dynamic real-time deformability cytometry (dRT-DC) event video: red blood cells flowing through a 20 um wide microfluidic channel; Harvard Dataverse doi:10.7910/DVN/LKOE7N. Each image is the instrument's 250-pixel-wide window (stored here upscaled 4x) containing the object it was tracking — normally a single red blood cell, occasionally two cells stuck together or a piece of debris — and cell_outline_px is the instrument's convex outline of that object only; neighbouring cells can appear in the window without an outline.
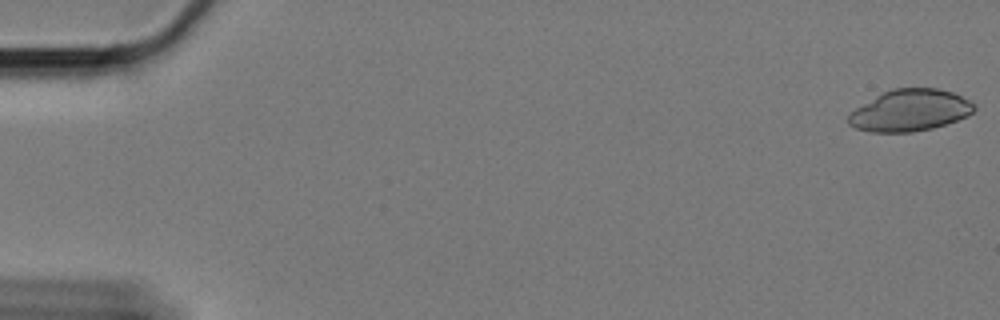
{"species": "Egyptian fruit bat (a non-hibernating species)", "species_latin": "Rousettus aegyptiacus", "temperature_condition": "cold", "stored_images_in_passage": 9, "camera_frame_rate_fps": 3000, "um_per_image_px": 0.085, "animal": {"sex": "female"}, "frame": {"image": 1, "passage_image": 1, "time_ms": 0.0, "image_size_px": [1000, 320], "cell_outline_px": [[976, 108], [968, 116], [932, 128], [912, 132], [868, 132], [856, 128], [848, 124], [848, 112], [876, 96], [892, 88], [936, 88], [952, 92], [972, 100], [976, 104]], "centroid_in_image_um": [77.35, 9.38], "position_along_channel_um": 7.6, "area_um2": 30.63}}